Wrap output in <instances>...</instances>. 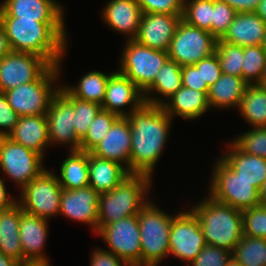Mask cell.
Returning <instances> with one entry per match:
<instances>
[{
	"label": "cell",
	"mask_w": 266,
	"mask_h": 266,
	"mask_svg": "<svg viewBox=\"0 0 266 266\" xmlns=\"http://www.w3.org/2000/svg\"><path fill=\"white\" fill-rule=\"evenodd\" d=\"M46 117L49 143H70L71 151L80 150L74 128V105L60 91L52 98Z\"/></svg>",
	"instance_id": "obj_15"
},
{
	"label": "cell",
	"mask_w": 266,
	"mask_h": 266,
	"mask_svg": "<svg viewBox=\"0 0 266 266\" xmlns=\"http://www.w3.org/2000/svg\"><path fill=\"white\" fill-rule=\"evenodd\" d=\"M19 115L9 105L7 98L3 92H0V135L8 136L17 124ZM4 128L6 130L4 131Z\"/></svg>",
	"instance_id": "obj_47"
},
{
	"label": "cell",
	"mask_w": 266,
	"mask_h": 266,
	"mask_svg": "<svg viewBox=\"0 0 266 266\" xmlns=\"http://www.w3.org/2000/svg\"><path fill=\"white\" fill-rule=\"evenodd\" d=\"M142 13L183 15L184 0H137Z\"/></svg>",
	"instance_id": "obj_44"
},
{
	"label": "cell",
	"mask_w": 266,
	"mask_h": 266,
	"mask_svg": "<svg viewBox=\"0 0 266 266\" xmlns=\"http://www.w3.org/2000/svg\"><path fill=\"white\" fill-rule=\"evenodd\" d=\"M261 87L266 88V66L261 81L258 83Z\"/></svg>",
	"instance_id": "obj_56"
},
{
	"label": "cell",
	"mask_w": 266,
	"mask_h": 266,
	"mask_svg": "<svg viewBox=\"0 0 266 266\" xmlns=\"http://www.w3.org/2000/svg\"><path fill=\"white\" fill-rule=\"evenodd\" d=\"M119 118L115 113L101 109L80 141V150L90 152L109 132L113 123Z\"/></svg>",
	"instance_id": "obj_38"
},
{
	"label": "cell",
	"mask_w": 266,
	"mask_h": 266,
	"mask_svg": "<svg viewBox=\"0 0 266 266\" xmlns=\"http://www.w3.org/2000/svg\"><path fill=\"white\" fill-rule=\"evenodd\" d=\"M16 203L18 202L7 196L5 184L3 183V180H1L0 178V212L13 207Z\"/></svg>",
	"instance_id": "obj_50"
},
{
	"label": "cell",
	"mask_w": 266,
	"mask_h": 266,
	"mask_svg": "<svg viewBox=\"0 0 266 266\" xmlns=\"http://www.w3.org/2000/svg\"><path fill=\"white\" fill-rule=\"evenodd\" d=\"M13 52L32 53L59 66L66 50L64 21L21 20L0 17Z\"/></svg>",
	"instance_id": "obj_2"
},
{
	"label": "cell",
	"mask_w": 266,
	"mask_h": 266,
	"mask_svg": "<svg viewBox=\"0 0 266 266\" xmlns=\"http://www.w3.org/2000/svg\"><path fill=\"white\" fill-rule=\"evenodd\" d=\"M262 48L265 50L266 52V31H265V34H264V37H263V41H262V44H261Z\"/></svg>",
	"instance_id": "obj_57"
},
{
	"label": "cell",
	"mask_w": 266,
	"mask_h": 266,
	"mask_svg": "<svg viewBox=\"0 0 266 266\" xmlns=\"http://www.w3.org/2000/svg\"><path fill=\"white\" fill-rule=\"evenodd\" d=\"M205 245L200 222L191 210L180 212L172 219L169 254L187 261L188 264L198 256Z\"/></svg>",
	"instance_id": "obj_14"
},
{
	"label": "cell",
	"mask_w": 266,
	"mask_h": 266,
	"mask_svg": "<svg viewBox=\"0 0 266 266\" xmlns=\"http://www.w3.org/2000/svg\"><path fill=\"white\" fill-rule=\"evenodd\" d=\"M110 75L99 71L85 74L76 87H64L73 97L102 105Z\"/></svg>",
	"instance_id": "obj_33"
},
{
	"label": "cell",
	"mask_w": 266,
	"mask_h": 266,
	"mask_svg": "<svg viewBox=\"0 0 266 266\" xmlns=\"http://www.w3.org/2000/svg\"><path fill=\"white\" fill-rule=\"evenodd\" d=\"M259 202L260 205H266V180L259 188Z\"/></svg>",
	"instance_id": "obj_54"
},
{
	"label": "cell",
	"mask_w": 266,
	"mask_h": 266,
	"mask_svg": "<svg viewBox=\"0 0 266 266\" xmlns=\"http://www.w3.org/2000/svg\"><path fill=\"white\" fill-rule=\"evenodd\" d=\"M7 137L44 158L43 150L50 144L46 115L19 116L17 124Z\"/></svg>",
	"instance_id": "obj_22"
},
{
	"label": "cell",
	"mask_w": 266,
	"mask_h": 266,
	"mask_svg": "<svg viewBox=\"0 0 266 266\" xmlns=\"http://www.w3.org/2000/svg\"><path fill=\"white\" fill-rule=\"evenodd\" d=\"M131 127L130 174L151 177L171 126V116L160 105L144 103L127 116Z\"/></svg>",
	"instance_id": "obj_1"
},
{
	"label": "cell",
	"mask_w": 266,
	"mask_h": 266,
	"mask_svg": "<svg viewBox=\"0 0 266 266\" xmlns=\"http://www.w3.org/2000/svg\"><path fill=\"white\" fill-rule=\"evenodd\" d=\"M182 85L195 89L197 91L209 93L210 87L207 84H203V78L201 76V66L184 65L181 66Z\"/></svg>",
	"instance_id": "obj_46"
},
{
	"label": "cell",
	"mask_w": 266,
	"mask_h": 266,
	"mask_svg": "<svg viewBox=\"0 0 266 266\" xmlns=\"http://www.w3.org/2000/svg\"><path fill=\"white\" fill-rule=\"evenodd\" d=\"M59 184L62 189L75 190L89 186L88 152L71 151L60 166Z\"/></svg>",
	"instance_id": "obj_31"
},
{
	"label": "cell",
	"mask_w": 266,
	"mask_h": 266,
	"mask_svg": "<svg viewBox=\"0 0 266 266\" xmlns=\"http://www.w3.org/2000/svg\"><path fill=\"white\" fill-rule=\"evenodd\" d=\"M102 15L110 28L129 34L128 40L137 37L142 16L137 0H111Z\"/></svg>",
	"instance_id": "obj_24"
},
{
	"label": "cell",
	"mask_w": 266,
	"mask_h": 266,
	"mask_svg": "<svg viewBox=\"0 0 266 266\" xmlns=\"http://www.w3.org/2000/svg\"><path fill=\"white\" fill-rule=\"evenodd\" d=\"M59 91L74 105V128L77 138L81 141L85 137L94 118L102 109V106L94 102L83 101L73 97L64 87H60Z\"/></svg>",
	"instance_id": "obj_35"
},
{
	"label": "cell",
	"mask_w": 266,
	"mask_h": 266,
	"mask_svg": "<svg viewBox=\"0 0 266 266\" xmlns=\"http://www.w3.org/2000/svg\"><path fill=\"white\" fill-rule=\"evenodd\" d=\"M181 15L142 13L137 37L139 44L152 49L168 51Z\"/></svg>",
	"instance_id": "obj_16"
},
{
	"label": "cell",
	"mask_w": 266,
	"mask_h": 266,
	"mask_svg": "<svg viewBox=\"0 0 266 266\" xmlns=\"http://www.w3.org/2000/svg\"><path fill=\"white\" fill-rule=\"evenodd\" d=\"M43 157L12 141L7 136L0 138V168L21 187V190L44 170Z\"/></svg>",
	"instance_id": "obj_11"
},
{
	"label": "cell",
	"mask_w": 266,
	"mask_h": 266,
	"mask_svg": "<svg viewBox=\"0 0 266 266\" xmlns=\"http://www.w3.org/2000/svg\"><path fill=\"white\" fill-rule=\"evenodd\" d=\"M243 234L266 239V205L242 211Z\"/></svg>",
	"instance_id": "obj_41"
},
{
	"label": "cell",
	"mask_w": 266,
	"mask_h": 266,
	"mask_svg": "<svg viewBox=\"0 0 266 266\" xmlns=\"http://www.w3.org/2000/svg\"><path fill=\"white\" fill-rule=\"evenodd\" d=\"M242 78L248 84H258L266 66V52L261 45L243 47ZM253 82H252V81Z\"/></svg>",
	"instance_id": "obj_37"
},
{
	"label": "cell",
	"mask_w": 266,
	"mask_h": 266,
	"mask_svg": "<svg viewBox=\"0 0 266 266\" xmlns=\"http://www.w3.org/2000/svg\"><path fill=\"white\" fill-rule=\"evenodd\" d=\"M121 58L120 73L142 92L154 81L159 69L169 59L168 51L156 50L128 40Z\"/></svg>",
	"instance_id": "obj_8"
},
{
	"label": "cell",
	"mask_w": 266,
	"mask_h": 266,
	"mask_svg": "<svg viewBox=\"0 0 266 266\" xmlns=\"http://www.w3.org/2000/svg\"><path fill=\"white\" fill-rule=\"evenodd\" d=\"M232 256L244 266H266V239L243 235Z\"/></svg>",
	"instance_id": "obj_34"
},
{
	"label": "cell",
	"mask_w": 266,
	"mask_h": 266,
	"mask_svg": "<svg viewBox=\"0 0 266 266\" xmlns=\"http://www.w3.org/2000/svg\"><path fill=\"white\" fill-rule=\"evenodd\" d=\"M48 219L21 212L19 236L24 256V265L49 264L42 249L47 238Z\"/></svg>",
	"instance_id": "obj_20"
},
{
	"label": "cell",
	"mask_w": 266,
	"mask_h": 266,
	"mask_svg": "<svg viewBox=\"0 0 266 266\" xmlns=\"http://www.w3.org/2000/svg\"><path fill=\"white\" fill-rule=\"evenodd\" d=\"M0 266H23V265L20 262L16 261L15 259L4 255L0 251Z\"/></svg>",
	"instance_id": "obj_52"
},
{
	"label": "cell",
	"mask_w": 266,
	"mask_h": 266,
	"mask_svg": "<svg viewBox=\"0 0 266 266\" xmlns=\"http://www.w3.org/2000/svg\"><path fill=\"white\" fill-rule=\"evenodd\" d=\"M89 186L99 194L112 191L130 173L123 165L88 152Z\"/></svg>",
	"instance_id": "obj_26"
},
{
	"label": "cell",
	"mask_w": 266,
	"mask_h": 266,
	"mask_svg": "<svg viewBox=\"0 0 266 266\" xmlns=\"http://www.w3.org/2000/svg\"><path fill=\"white\" fill-rule=\"evenodd\" d=\"M170 101V102H169ZM169 101L162 107L168 115H179L184 119H195L209 109L208 95L205 92L197 91L182 86Z\"/></svg>",
	"instance_id": "obj_28"
},
{
	"label": "cell",
	"mask_w": 266,
	"mask_h": 266,
	"mask_svg": "<svg viewBox=\"0 0 266 266\" xmlns=\"http://www.w3.org/2000/svg\"><path fill=\"white\" fill-rule=\"evenodd\" d=\"M232 142L245 153L266 158V127L253 128Z\"/></svg>",
	"instance_id": "obj_40"
},
{
	"label": "cell",
	"mask_w": 266,
	"mask_h": 266,
	"mask_svg": "<svg viewBox=\"0 0 266 266\" xmlns=\"http://www.w3.org/2000/svg\"><path fill=\"white\" fill-rule=\"evenodd\" d=\"M238 12L225 1L213 0L212 35L221 39Z\"/></svg>",
	"instance_id": "obj_42"
},
{
	"label": "cell",
	"mask_w": 266,
	"mask_h": 266,
	"mask_svg": "<svg viewBox=\"0 0 266 266\" xmlns=\"http://www.w3.org/2000/svg\"><path fill=\"white\" fill-rule=\"evenodd\" d=\"M255 12L266 22V0H260Z\"/></svg>",
	"instance_id": "obj_53"
},
{
	"label": "cell",
	"mask_w": 266,
	"mask_h": 266,
	"mask_svg": "<svg viewBox=\"0 0 266 266\" xmlns=\"http://www.w3.org/2000/svg\"><path fill=\"white\" fill-rule=\"evenodd\" d=\"M239 110L253 128L266 127V88L259 84H248Z\"/></svg>",
	"instance_id": "obj_32"
},
{
	"label": "cell",
	"mask_w": 266,
	"mask_h": 266,
	"mask_svg": "<svg viewBox=\"0 0 266 266\" xmlns=\"http://www.w3.org/2000/svg\"><path fill=\"white\" fill-rule=\"evenodd\" d=\"M23 266H50V264H28Z\"/></svg>",
	"instance_id": "obj_58"
},
{
	"label": "cell",
	"mask_w": 266,
	"mask_h": 266,
	"mask_svg": "<svg viewBox=\"0 0 266 266\" xmlns=\"http://www.w3.org/2000/svg\"><path fill=\"white\" fill-rule=\"evenodd\" d=\"M231 256L232 252L227 249L205 245L190 264L192 266H225Z\"/></svg>",
	"instance_id": "obj_43"
},
{
	"label": "cell",
	"mask_w": 266,
	"mask_h": 266,
	"mask_svg": "<svg viewBox=\"0 0 266 266\" xmlns=\"http://www.w3.org/2000/svg\"><path fill=\"white\" fill-rule=\"evenodd\" d=\"M265 31L266 22L256 12H239L219 40L240 47L261 45Z\"/></svg>",
	"instance_id": "obj_23"
},
{
	"label": "cell",
	"mask_w": 266,
	"mask_h": 266,
	"mask_svg": "<svg viewBox=\"0 0 266 266\" xmlns=\"http://www.w3.org/2000/svg\"><path fill=\"white\" fill-rule=\"evenodd\" d=\"M247 86L248 83L242 77L222 73L209 89V107L237 106L239 108Z\"/></svg>",
	"instance_id": "obj_30"
},
{
	"label": "cell",
	"mask_w": 266,
	"mask_h": 266,
	"mask_svg": "<svg viewBox=\"0 0 266 266\" xmlns=\"http://www.w3.org/2000/svg\"><path fill=\"white\" fill-rule=\"evenodd\" d=\"M11 52L5 28L0 20V58Z\"/></svg>",
	"instance_id": "obj_51"
},
{
	"label": "cell",
	"mask_w": 266,
	"mask_h": 266,
	"mask_svg": "<svg viewBox=\"0 0 266 266\" xmlns=\"http://www.w3.org/2000/svg\"><path fill=\"white\" fill-rule=\"evenodd\" d=\"M225 266H244L239 261H237L233 256L229 258V260L226 262Z\"/></svg>",
	"instance_id": "obj_55"
},
{
	"label": "cell",
	"mask_w": 266,
	"mask_h": 266,
	"mask_svg": "<svg viewBox=\"0 0 266 266\" xmlns=\"http://www.w3.org/2000/svg\"><path fill=\"white\" fill-rule=\"evenodd\" d=\"M182 20L212 34L213 0H184Z\"/></svg>",
	"instance_id": "obj_36"
},
{
	"label": "cell",
	"mask_w": 266,
	"mask_h": 266,
	"mask_svg": "<svg viewBox=\"0 0 266 266\" xmlns=\"http://www.w3.org/2000/svg\"><path fill=\"white\" fill-rule=\"evenodd\" d=\"M146 174H130L112 191L99 196L98 231L120 219L137 215L148 204L144 194L151 185Z\"/></svg>",
	"instance_id": "obj_4"
},
{
	"label": "cell",
	"mask_w": 266,
	"mask_h": 266,
	"mask_svg": "<svg viewBox=\"0 0 266 266\" xmlns=\"http://www.w3.org/2000/svg\"><path fill=\"white\" fill-rule=\"evenodd\" d=\"M181 66L175 61L168 59L157 72L154 81L142 92L144 101L150 105L162 106L166 101L150 97V91H156L168 98L172 97L182 87ZM149 93V94H148ZM148 95V96H147ZM162 100V101H161Z\"/></svg>",
	"instance_id": "obj_29"
},
{
	"label": "cell",
	"mask_w": 266,
	"mask_h": 266,
	"mask_svg": "<svg viewBox=\"0 0 266 266\" xmlns=\"http://www.w3.org/2000/svg\"><path fill=\"white\" fill-rule=\"evenodd\" d=\"M22 207H13L0 212V251L24 265V256L19 236Z\"/></svg>",
	"instance_id": "obj_27"
},
{
	"label": "cell",
	"mask_w": 266,
	"mask_h": 266,
	"mask_svg": "<svg viewBox=\"0 0 266 266\" xmlns=\"http://www.w3.org/2000/svg\"><path fill=\"white\" fill-rule=\"evenodd\" d=\"M221 160L240 178L253 183L258 190L266 180V158L241 151L233 142Z\"/></svg>",
	"instance_id": "obj_25"
},
{
	"label": "cell",
	"mask_w": 266,
	"mask_h": 266,
	"mask_svg": "<svg viewBox=\"0 0 266 266\" xmlns=\"http://www.w3.org/2000/svg\"><path fill=\"white\" fill-rule=\"evenodd\" d=\"M195 66H201L203 84L211 87L222 75L220 61L216 53L210 57L201 59Z\"/></svg>",
	"instance_id": "obj_45"
},
{
	"label": "cell",
	"mask_w": 266,
	"mask_h": 266,
	"mask_svg": "<svg viewBox=\"0 0 266 266\" xmlns=\"http://www.w3.org/2000/svg\"><path fill=\"white\" fill-rule=\"evenodd\" d=\"M99 196L92 187L62 190L60 212L66 217L93 226L98 232Z\"/></svg>",
	"instance_id": "obj_19"
},
{
	"label": "cell",
	"mask_w": 266,
	"mask_h": 266,
	"mask_svg": "<svg viewBox=\"0 0 266 266\" xmlns=\"http://www.w3.org/2000/svg\"><path fill=\"white\" fill-rule=\"evenodd\" d=\"M50 66L36 54L11 51L0 58V92L36 81Z\"/></svg>",
	"instance_id": "obj_13"
},
{
	"label": "cell",
	"mask_w": 266,
	"mask_h": 266,
	"mask_svg": "<svg viewBox=\"0 0 266 266\" xmlns=\"http://www.w3.org/2000/svg\"><path fill=\"white\" fill-rule=\"evenodd\" d=\"M175 216L164 213L150 202L140 211L141 266H157L169 254L171 222Z\"/></svg>",
	"instance_id": "obj_5"
},
{
	"label": "cell",
	"mask_w": 266,
	"mask_h": 266,
	"mask_svg": "<svg viewBox=\"0 0 266 266\" xmlns=\"http://www.w3.org/2000/svg\"><path fill=\"white\" fill-rule=\"evenodd\" d=\"M58 72L59 66L51 65L36 81L4 92L9 105L19 116L46 115L52 98L60 90L52 89Z\"/></svg>",
	"instance_id": "obj_6"
},
{
	"label": "cell",
	"mask_w": 266,
	"mask_h": 266,
	"mask_svg": "<svg viewBox=\"0 0 266 266\" xmlns=\"http://www.w3.org/2000/svg\"><path fill=\"white\" fill-rule=\"evenodd\" d=\"M142 91L124 74L114 72L108 79L102 109L115 113L119 117H127L129 113L139 109L143 104ZM131 105V111L126 113L121 107Z\"/></svg>",
	"instance_id": "obj_17"
},
{
	"label": "cell",
	"mask_w": 266,
	"mask_h": 266,
	"mask_svg": "<svg viewBox=\"0 0 266 266\" xmlns=\"http://www.w3.org/2000/svg\"><path fill=\"white\" fill-rule=\"evenodd\" d=\"M191 211L200 222L206 245L234 251L244 235L242 211L219 203L210 196Z\"/></svg>",
	"instance_id": "obj_3"
},
{
	"label": "cell",
	"mask_w": 266,
	"mask_h": 266,
	"mask_svg": "<svg viewBox=\"0 0 266 266\" xmlns=\"http://www.w3.org/2000/svg\"><path fill=\"white\" fill-rule=\"evenodd\" d=\"M91 255V266H129L123 259L104 249H96Z\"/></svg>",
	"instance_id": "obj_48"
},
{
	"label": "cell",
	"mask_w": 266,
	"mask_h": 266,
	"mask_svg": "<svg viewBox=\"0 0 266 266\" xmlns=\"http://www.w3.org/2000/svg\"><path fill=\"white\" fill-rule=\"evenodd\" d=\"M63 8L53 0H5L0 5V17L21 20L64 21Z\"/></svg>",
	"instance_id": "obj_21"
},
{
	"label": "cell",
	"mask_w": 266,
	"mask_h": 266,
	"mask_svg": "<svg viewBox=\"0 0 266 266\" xmlns=\"http://www.w3.org/2000/svg\"><path fill=\"white\" fill-rule=\"evenodd\" d=\"M239 12H255L260 0H222Z\"/></svg>",
	"instance_id": "obj_49"
},
{
	"label": "cell",
	"mask_w": 266,
	"mask_h": 266,
	"mask_svg": "<svg viewBox=\"0 0 266 266\" xmlns=\"http://www.w3.org/2000/svg\"><path fill=\"white\" fill-rule=\"evenodd\" d=\"M210 197L240 211L259 206V190L234 173L221 159L215 163Z\"/></svg>",
	"instance_id": "obj_7"
},
{
	"label": "cell",
	"mask_w": 266,
	"mask_h": 266,
	"mask_svg": "<svg viewBox=\"0 0 266 266\" xmlns=\"http://www.w3.org/2000/svg\"><path fill=\"white\" fill-rule=\"evenodd\" d=\"M215 53L220 61L222 73L242 77L243 47L218 40Z\"/></svg>",
	"instance_id": "obj_39"
},
{
	"label": "cell",
	"mask_w": 266,
	"mask_h": 266,
	"mask_svg": "<svg viewBox=\"0 0 266 266\" xmlns=\"http://www.w3.org/2000/svg\"><path fill=\"white\" fill-rule=\"evenodd\" d=\"M62 190L58 177L44 170L21 190L18 204L24 212L48 219L60 212Z\"/></svg>",
	"instance_id": "obj_10"
},
{
	"label": "cell",
	"mask_w": 266,
	"mask_h": 266,
	"mask_svg": "<svg viewBox=\"0 0 266 266\" xmlns=\"http://www.w3.org/2000/svg\"><path fill=\"white\" fill-rule=\"evenodd\" d=\"M107 243L109 252L129 266H141V239L138 214L103 226L98 232Z\"/></svg>",
	"instance_id": "obj_12"
},
{
	"label": "cell",
	"mask_w": 266,
	"mask_h": 266,
	"mask_svg": "<svg viewBox=\"0 0 266 266\" xmlns=\"http://www.w3.org/2000/svg\"><path fill=\"white\" fill-rule=\"evenodd\" d=\"M90 153L121 165L124 163V168L130 173L131 127L128 118L119 117Z\"/></svg>",
	"instance_id": "obj_18"
},
{
	"label": "cell",
	"mask_w": 266,
	"mask_h": 266,
	"mask_svg": "<svg viewBox=\"0 0 266 266\" xmlns=\"http://www.w3.org/2000/svg\"><path fill=\"white\" fill-rule=\"evenodd\" d=\"M217 41L209 31L181 19L168 49L169 59L180 66L194 65L215 53Z\"/></svg>",
	"instance_id": "obj_9"
}]
</instances>
